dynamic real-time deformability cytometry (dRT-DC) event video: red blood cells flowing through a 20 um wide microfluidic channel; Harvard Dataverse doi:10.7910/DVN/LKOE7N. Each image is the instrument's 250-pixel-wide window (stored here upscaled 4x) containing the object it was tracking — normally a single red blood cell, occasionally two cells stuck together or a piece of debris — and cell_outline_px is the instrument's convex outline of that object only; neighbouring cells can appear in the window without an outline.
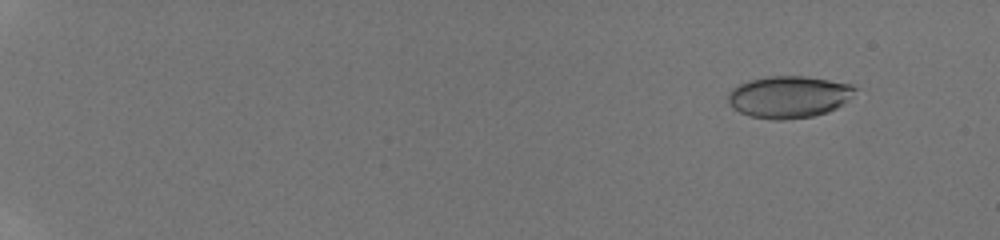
{"species": "human", "species_latin": "Homo sapiens", "temperature_condition": "room temperature", "stored_images_in_passage": 17, "camera_frame_rate_fps": 3000, "um_per_image_px": 0.085, "donor": {"sex": "male"}, "frame": {"image": 1, "passage_image": 5, "time_ms": 1.667, "image_size_px": [1000, 240], "cell_outline_px": [[856, 88], [836, 108], [828, 112], [812, 116], [784, 120], [772, 120], [748, 116], [732, 108], [728, 100], [728, 92], [732, 88], [748, 80], [768, 76], [804, 76], [852, 84]], "centroid_in_image_um": [66.97, 8.24], "position_along_channel_um": 18.0, "area_um2": 30.81}}
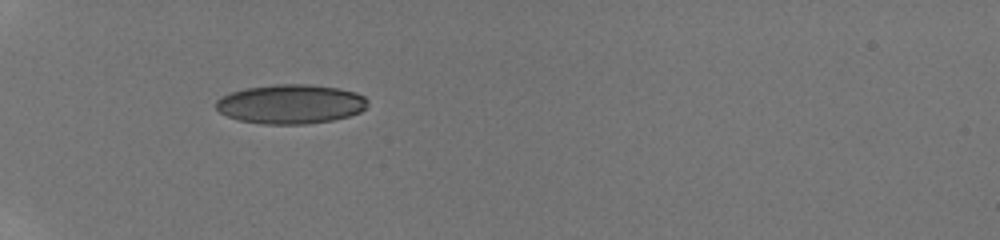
{"frame": {"image": 2, "passage_image": 14, "time_ms": 6.667, "image_size_px": [1000, 240], "cell_outline_px": [[368, 104], [360, 112], [348, 116], [332, 120], [304, 124], [260, 124], [240, 120], [228, 116], [220, 112], [216, 108], [216, 100], [232, 92], [244, 88], [276, 84], [308, 84], [340, 88], [356, 92], [364, 96], [368, 100]], "centroid_in_image_um": [24.72, 8.84], "position_along_channel_um": 60.3, "area_um2": 34.74}}
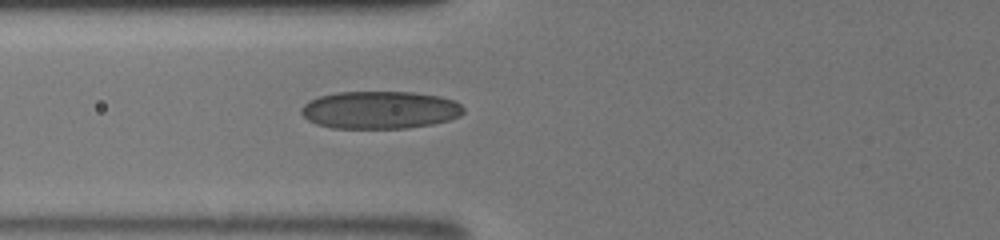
{"frame": {"image": 3, "passage_image": 17, "time_ms": 8.0, "image_size_px": [1000, 240], "cell_outline_px": [[464, 112], [460, 116], [448, 120], [432, 124], [408, 128], [332, 128], [316, 124], [308, 120], [300, 112], [300, 108], [308, 100], [320, 96], [336, 92], [412, 92], [440, 96], [456, 100], [464, 108]], "centroid_in_image_um": [32.29, 9.34], "position_along_channel_um": 93.5, "area_um2": 35.84}}